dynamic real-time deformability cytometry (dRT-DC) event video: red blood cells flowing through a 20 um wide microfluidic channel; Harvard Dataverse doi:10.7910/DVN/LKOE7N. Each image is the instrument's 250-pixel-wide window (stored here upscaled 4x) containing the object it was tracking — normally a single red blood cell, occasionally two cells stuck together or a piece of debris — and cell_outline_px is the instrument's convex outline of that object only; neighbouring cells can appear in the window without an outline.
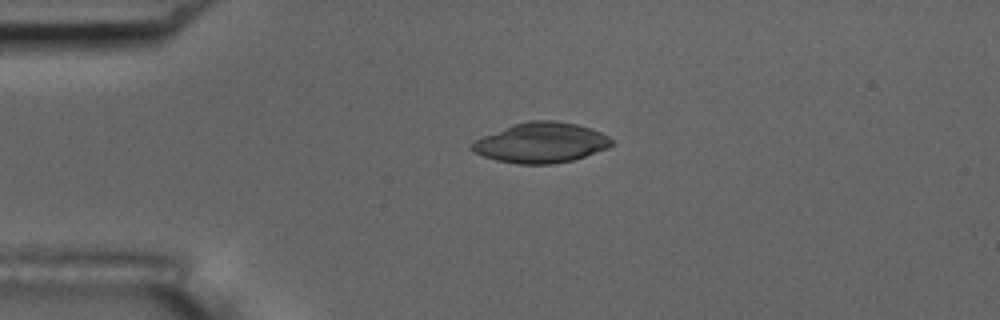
{"species": "common noctule bat (a hibernating species)", "species_latin": "Nyctalus noctula", "temperature_condition": "room temperature", "stored_images_in_passage": 2, "camera_frame_rate_fps": 3000, "um_per_image_px": 0.085, "animal": {"sex": "male", "body_mass_g": 17.5, "forearm_length_mm": 52.3}, "frame": {"image": 1, "passage_image": 1, "time_ms": 0.0, "image_size_px": [1000, 320], "cell_outline_px": [[616, 144], [608, 148], [572, 160], [552, 164], [516, 164], [496, 160], [484, 156], [468, 148], [468, 144], [472, 140], [512, 124], [528, 120], [556, 120], [576, 124], [592, 128], [616, 140]], "centroid_in_image_um": [45.98, 12.12], "position_along_channel_um": 39.0, "area_um2": 33.18}}